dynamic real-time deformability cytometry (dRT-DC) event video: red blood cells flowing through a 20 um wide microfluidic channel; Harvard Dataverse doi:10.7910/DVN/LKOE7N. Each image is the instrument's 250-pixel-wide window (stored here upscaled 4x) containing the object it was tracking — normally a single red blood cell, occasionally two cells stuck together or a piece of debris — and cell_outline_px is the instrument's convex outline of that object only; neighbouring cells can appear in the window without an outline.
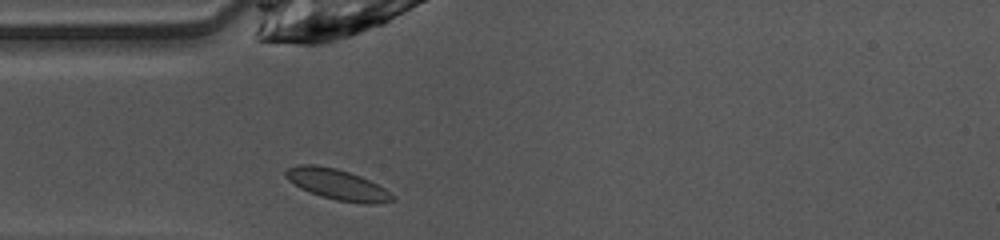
{"species": "common noctule bat (a hibernating species)", "species_latin": "Nyctalus noctula", "temperature_condition": "warm", "stored_images_in_passage": 36, "camera_frame_rate_fps": 3000, "um_per_image_px": 0.085, "animal": {"sex": "female", "body_mass_g": 10.0, "forearm_length_mm": 53.1}, "frame": {"image": 1, "passage_image": 1, "time_ms": 0.0, "image_size_px": [1000, 240], "cell_outline_px": [[396, 200], [372, 204], [364, 204], [336, 200], [320, 196], [300, 188], [288, 180], [284, 176], [284, 172], [288, 168], [300, 164], [316, 164], [336, 168], [360, 176], [384, 188], [396, 196]], "centroid_in_image_um": [28.66, 15.68], "position_along_channel_um": 56.3, "area_um2": 19.13}}
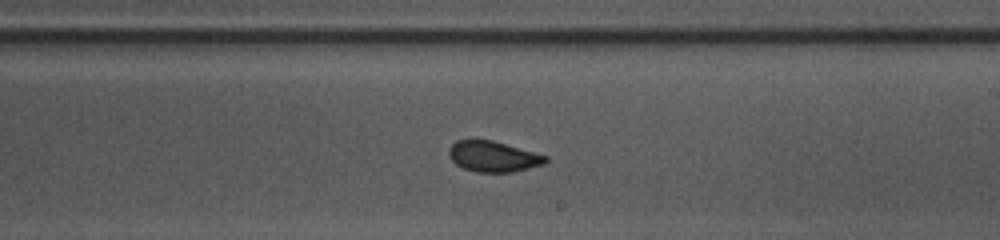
{"frame": {"image": 2, "passage_image": 15, "time_ms": 4.667, "image_size_px": [1000, 240], "cell_outline_px": [[548, 160], [544, 164], [512, 172], [476, 172], [464, 168], [456, 164], [448, 156], [448, 148], [456, 140], [492, 140], [548, 156]], "centroid_in_image_um": [41.9, 13.3], "position_along_channel_um": 247.1, "area_um2": 17.22}}
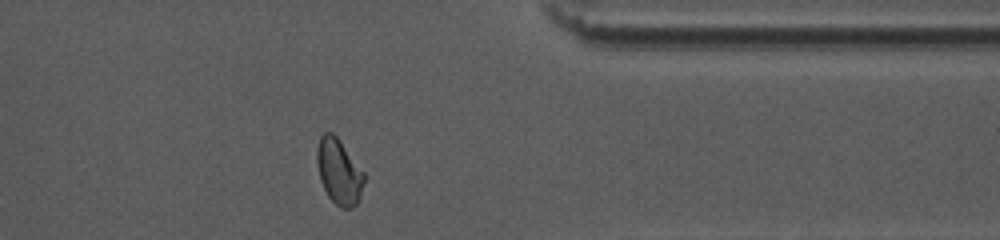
{"frame": {"image": 3, "passage_image": 26, "time_ms": 8.333, "image_size_px": [1000, 240], "cell_outline_px": [[364, 180], [360, 200], [352, 208], [340, 208], [328, 196], [320, 180], [316, 160], [316, 148], [320, 136], [324, 132], [332, 132], [340, 140], [364, 172]], "centroid_in_image_um": [28.8, 14.58], "position_along_channel_um": 382.6, "area_um2": 18.09}, "authors_computed_cell_mechanics": {"area_um2": 17.6868, "velocity_mm_per_s": 4.088, "shape_relaxation_time_tau1_ms": 4.4461, "shape_relaxation_time_tau2_ms": null, "deformation_change_tau1": 0.1008, "deformation_change_tau2": null}}